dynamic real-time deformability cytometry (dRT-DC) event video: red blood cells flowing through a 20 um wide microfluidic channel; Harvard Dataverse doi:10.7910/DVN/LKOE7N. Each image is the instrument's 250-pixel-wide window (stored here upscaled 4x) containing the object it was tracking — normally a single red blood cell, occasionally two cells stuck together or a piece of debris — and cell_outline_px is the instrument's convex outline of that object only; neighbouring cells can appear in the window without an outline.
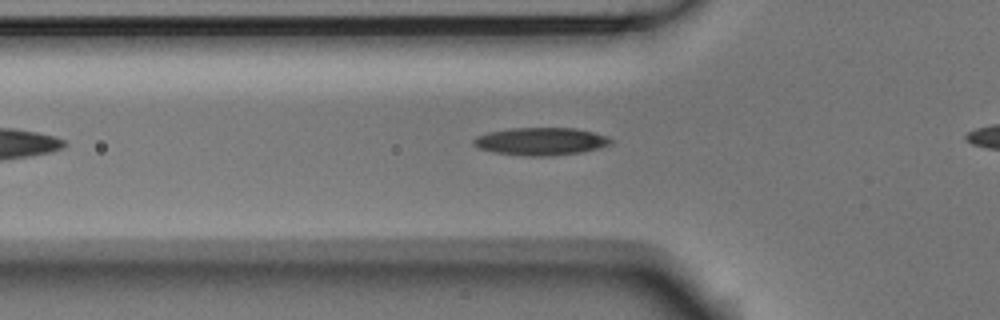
{"species": "Egyptian fruit bat (a non-hibernating species)", "species_latin": "Rousettus aegyptiacus", "temperature_condition": "room temperature", "stored_images_in_passage": 31, "camera_frame_rate_fps": 3000, "um_per_image_px": 0.085, "animal": {"sex": "male"}, "frame": {"image": 1, "passage_image": 10, "time_ms": 3.0, "image_size_px": [1000, 320], "cell_outline_px": [[612, 144], [580, 152], [548, 156], [528, 156], [492, 152], [480, 148], [472, 144], [472, 140], [476, 136], [488, 132], [512, 128], [576, 128], [608, 136], [612, 140]], "centroid_in_image_um": [45.94, 12.01], "position_along_channel_um": 79.9, "area_um2": 22.02}}
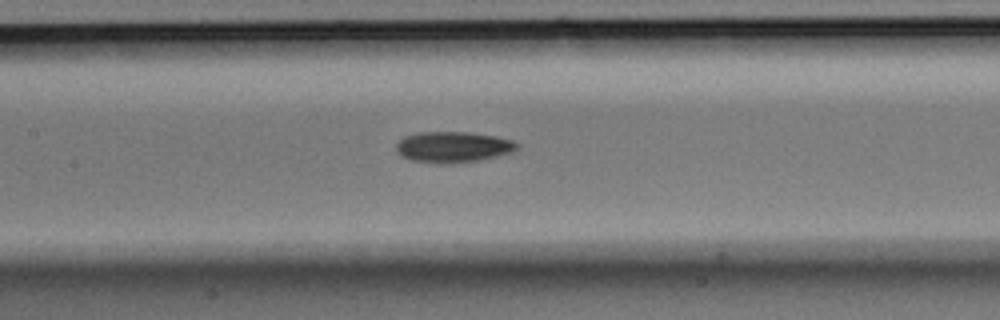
{"frame": {"image": 2, "passage_image": 17, "time_ms": 5.333, "image_size_px": [1000, 320], "cell_outline_px": [[520, 148], [512, 152], [480, 160], [444, 164], [440, 164], [412, 160], [400, 156], [396, 152], [396, 144], [404, 136], [420, 132], [468, 132], [496, 136], [512, 140], [520, 144]], "centroid_in_image_um": [38.51, 12.49], "position_along_channel_um": 168.9, "area_um2": 21.91}}
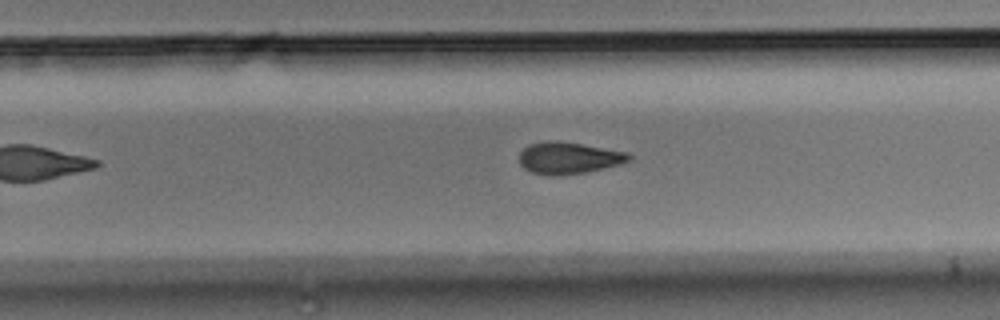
{"frame": {"image": 3, "passage_image": 26, "time_ms": 8.333, "image_size_px": [1000, 320], "cell_outline_px": [[632, 160], [620, 164], [584, 172], [556, 176], [532, 172], [524, 168], [520, 164], [520, 152], [528, 144], [544, 140], [560, 140], [628, 152], [632, 156]], "centroid_in_image_um": [48.33, 13.4], "position_along_channel_um": 281.5, "area_um2": 20.4}}